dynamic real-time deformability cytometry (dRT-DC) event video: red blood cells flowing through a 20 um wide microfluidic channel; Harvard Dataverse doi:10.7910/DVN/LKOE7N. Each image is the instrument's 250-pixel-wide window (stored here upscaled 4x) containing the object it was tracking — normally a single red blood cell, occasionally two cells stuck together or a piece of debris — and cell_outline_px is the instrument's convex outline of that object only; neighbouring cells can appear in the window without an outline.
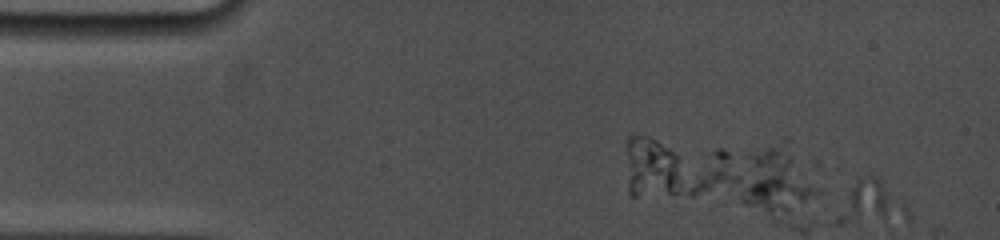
{"species": "common noctule bat (a hibernating species)", "species_latin": "Nyctalus noctula", "temperature_condition": "cold", "stored_images_in_passage": 4, "camera_frame_rate_fps": 5000, "um_per_image_px": 0.085, "animal": {"sex": "female", "body_mass_g": 19.0, "forearm_length_mm": 53.3}, "frame": {"image": 1, "passage_image": 2, "time_ms": 0.6, "image_size_px": [1000, 240], "cell_outline_px": [[908, 220], [844, 224], [828, 224], [848, 192], [856, 180], [860, 176], [876, 176], [908, 208]], "centroid_in_image_um": [73.93, 17.34], "position_along_channel_um": 11.1, "area_um2": 17.86}}